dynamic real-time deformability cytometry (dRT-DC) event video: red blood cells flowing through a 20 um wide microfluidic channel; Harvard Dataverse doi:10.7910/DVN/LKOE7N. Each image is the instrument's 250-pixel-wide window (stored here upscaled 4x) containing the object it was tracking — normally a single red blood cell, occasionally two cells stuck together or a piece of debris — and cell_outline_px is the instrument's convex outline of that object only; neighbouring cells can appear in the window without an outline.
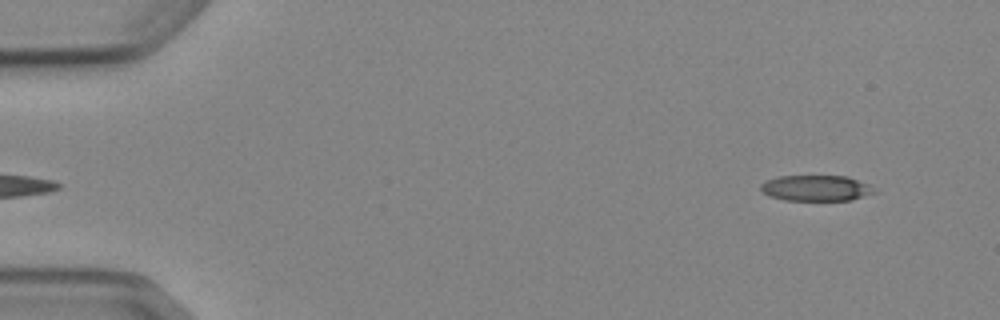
{"species": "Egyptian fruit bat (a non-hibernating species)", "species_latin": "Rousettus aegyptiacus", "temperature_condition": "cold", "stored_images_in_passage": 5, "segment_of_instrument_passage": [2, 2], "camera_frame_rate_fps": 3000, "um_per_image_px": 0.085, "animal": {"sex": "female"}, "frame": {"image": 1, "passage_image": 5, "time_ms": 5.667, "image_size_px": [1000, 320], "cell_outline_px": [[880, 192], [852, 200], [784, 200], [768, 196], [760, 188], [760, 184], [764, 180], [780, 176], [848, 176], [868, 184]], "centroid_in_image_um": [69.39, 15.99], "position_along_channel_um": 15.6, "area_um2": 17.28}}